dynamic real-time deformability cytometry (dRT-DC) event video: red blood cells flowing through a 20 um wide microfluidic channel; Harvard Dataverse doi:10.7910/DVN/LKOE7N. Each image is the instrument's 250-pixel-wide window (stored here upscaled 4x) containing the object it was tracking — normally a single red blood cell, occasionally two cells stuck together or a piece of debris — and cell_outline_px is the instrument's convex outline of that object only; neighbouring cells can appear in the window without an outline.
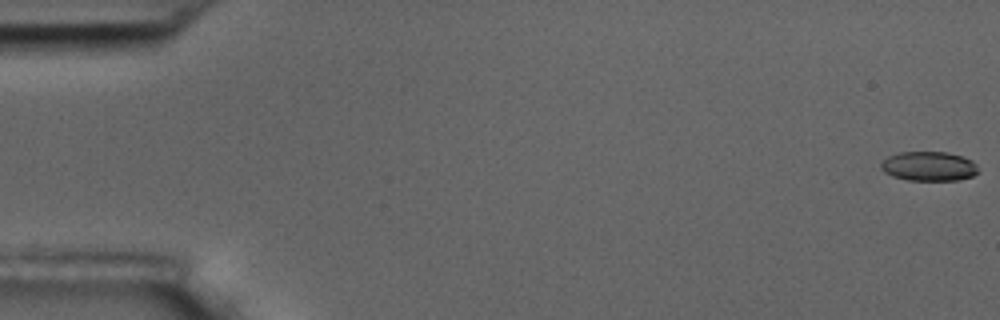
{"species": "common noctule bat (a hibernating species)", "species_latin": "Nyctalus noctula", "temperature_condition": "room temperature", "stored_images_in_passage": 18, "camera_frame_rate_fps": 3000, "um_per_image_px": 0.085, "animal": {"sex": "male", "body_mass_g": 17.5, "forearm_length_mm": 52.3}, "frame": {"image": 1, "passage_image": 1, "time_ms": 0.0, "image_size_px": [1000, 320], "cell_outline_px": [[976, 172], [972, 176], [960, 180], [908, 180], [892, 176], [884, 172], [880, 168], [880, 164], [888, 156], [900, 152], [948, 152], [972, 160], [976, 164]], "centroid_in_image_um": [78.92, 14.13], "position_along_channel_um": 6.1, "area_um2": 16.59}}
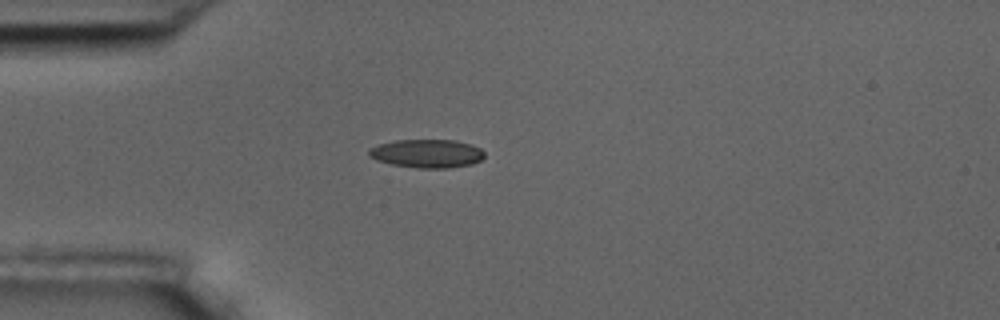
{"frame": {"image": 2, "passage_image": 16, "time_ms": 5.0, "image_size_px": [1000, 320], "cell_outline_px": [[484, 156], [480, 160], [472, 164], [448, 168], [420, 168], [392, 164], [376, 160], [368, 156], [368, 148], [380, 144], [396, 140], [456, 140], [472, 144], [480, 148], [484, 152]], "centroid_in_image_um": [36.29, 13.04], "position_along_channel_um": 48.7, "area_um2": 19.19}}